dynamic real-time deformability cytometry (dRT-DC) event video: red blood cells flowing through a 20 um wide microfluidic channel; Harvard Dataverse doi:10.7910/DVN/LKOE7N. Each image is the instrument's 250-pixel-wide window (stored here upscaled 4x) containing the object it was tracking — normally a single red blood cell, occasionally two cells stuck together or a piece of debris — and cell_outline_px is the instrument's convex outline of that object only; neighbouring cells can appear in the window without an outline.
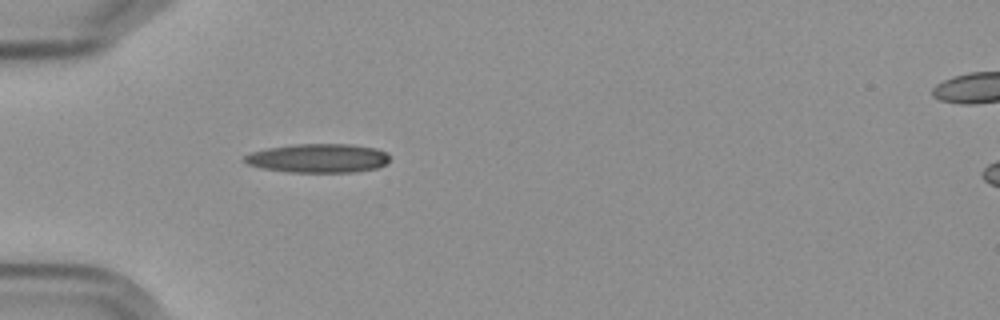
{"species": "Egyptian fruit bat (a non-hibernating species)", "species_latin": "Rousettus aegyptiacus", "temperature_condition": "cold", "stored_images_in_passage": 1, "camera_frame_rate_fps": 3000, "um_per_image_px": 0.085, "frame": {"image": 1, "passage_image": 1, "time_ms": 0.0, "image_size_px": [1000, 320], "cell_outline_px": [[388, 164], [376, 168], [352, 172], [288, 172], [260, 168], [248, 164], [240, 160], [244, 156], [252, 152], [268, 148], [296, 144], [352, 144], [376, 148], [388, 152]], "centroid_in_image_um": [27.04, 13.45], "position_along_channel_um": 58.0, "area_um2": 24.62}}